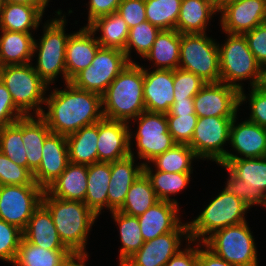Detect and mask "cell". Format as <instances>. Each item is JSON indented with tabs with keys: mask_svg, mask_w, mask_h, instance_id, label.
<instances>
[{
	"mask_svg": "<svg viewBox=\"0 0 266 266\" xmlns=\"http://www.w3.org/2000/svg\"><path fill=\"white\" fill-rule=\"evenodd\" d=\"M117 12L127 23L129 29L147 21L145 15V0H122Z\"/></svg>",
	"mask_w": 266,
	"mask_h": 266,
	"instance_id": "cell-48",
	"label": "cell"
},
{
	"mask_svg": "<svg viewBox=\"0 0 266 266\" xmlns=\"http://www.w3.org/2000/svg\"><path fill=\"white\" fill-rule=\"evenodd\" d=\"M234 117H198L191 142L188 146L201 160L220 164L226 156L223 147L229 144L230 127Z\"/></svg>",
	"mask_w": 266,
	"mask_h": 266,
	"instance_id": "cell-12",
	"label": "cell"
},
{
	"mask_svg": "<svg viewBox=\"0 0 266 266\" xmlns=\"http://www.w3.org/2000/svg\"><path fill=\"white\" fill-rule=\"evenodd\" d=\"M24 116L13 103L10 92L0 80V129L13 124Z\"/></svg>",
	"mask_w": 266,
	"mask_h": 266,
	"instance_id": "cell-49",
	"label": "cell"
},
{
	"mask_svg": "<svg viewBox=\"0 0 266 266\" xmlns=\"http://www.w3.org/2000/svg\"><path fill=\"white\" fill-rule=\"evenodd\" d=\"M88 165L69 162L63 173L46 191L53 197L84 202L87 190Z\"/></svg>",
	"mask_w": 266,
	"mask_h": 266,
	"instance_id": "cell-26",
	"label": "cell"
},
{
	"mask_svg": "<svg viewBox=\"0 0 266 266\" xmlns=\"http://www.w3.org/2000/svg\"><path fill=\"white\" fill-rule=\"evenodd\" d=\"M129 63L123 50L100 47L91 64L79 72L70 83L79 89L102 95Z\"/></svg>",
	"mask_w": 266,
	"mask_h": 266,
	"instance_id": "cell-11",
	"label": "cell"
},
{
	"mask_svg": "<svg viewBox=\"0 0 266 266\" xmlns=\"http://www.w3.org/2000/svg\"><path fill=\"white\" fill-rule=\"evenodd\" d=\"M150 69L144 68L145 109L166 114L174 104V70Z\"/></svg>",
	"mask_w": 266,
	"mask_h": 266,
	"instance_id": "cell-21",
	"label": "cell"
},
{
	"mask_svg": "<svg viewBox=\"0 0 266 266\" xmlns=\"http://www.w3.org/2000/svg\"><path fill=\"white\" fill-rule=\"evenodd\" d=\"M158 201L159 200L151 186L149 179L143 173L131 185L126 195V199L118 211L138 217L144 214Z\"/></svg>",
	"mask_w": 266,
	"mask_h": 266,
	"instance_id": "cell-38",
	"label": "cell"
},
{
	"mask_svg": "<svg viewBox=\"0 0 266 266\" xmlns=\"http://www.w3.org/2000/svg\"><path fill=\"white\" fill-rule=\"evenodd\" d=\"M166 114H195L193 98L174 99V104Z\"/></svg>",
	"mask_w": 266,
	"mask_h": 266,
	"instance_id": "cell-55",
	"label": "cell"
},
{
	"mask_svg": "<svg viewBox=\"0 0 266 266\" xmlns=\"http://www.w3.org/2000/svg\"><path fill=\"white\" fill-rule=\"evenodd\" d=\"M0 65H23L31 63L35 38L32 33L1 30Z\"/></svg>",
	"mask_w": 266,
	"mask_h": 266,
	"instance_id": "cell-30",
	"label": "cell"
},
{
	"mask_svg": "<svg viewBox=\"0 0 266 266\" xmlns=\"http://www.w3.org/2000/svg\"><path fill=\"white\" fill-rule=\"evenodd\" d=\"M250 51L261 66L266 63V25L263 23L244 34Z\"/></svg>",
	"mask_w": 266,
	"mask_h": 266,
	"instance_id": "cell-50",
	"label": "cell"
},
{
	"mask_svg": "<svg viewBox=\"0 0 266 266\" xmlns=\"http://www.w3.org/2000/svg\"><path fill=\"white\" fill-rule=\"evenodd\" d=\"M179 211L178 204L159 200L144 214L138 216L144 241L174 231L182 223Z\"/></svg>",
	"mask_w": 266,
	"mask_h": 266,
	"instance_id": "cell-24",
	"label": "cell"
},
{
	"mask_svg": "<svg viewBox=\"0 0 266 266\" xmlns=\"http://www.w3.org/2000/svg\"><path fill=\"white\" fill-rule=\"evenodd\" d=\"M182 0H145L146 20L161 30H176Z\"/></svg>",
	"mask_w": 266,
	"mask_h": 266,
	"instance_id": "cell-40",
	"label": "cell"
},
{
	"mask_svg": "<svg viewBox=\"0 0 266 266\" xmlns=\"http://www.w3.org/2000/svg\"><path fill=\"white\" fill-rule=\"evenodd\" d=\"M225 168L229 173V177H227L226 185L223 190L230 194L235 195L237 198L241 199L244 203H246V186L245 182L239 178H237L225 165H221Z\"/></svg>",
	"mask_w": 266,
	"mask_h": 266,
	"instance_id": "cell-53",
	"label": "cell"
},
{
	"mask_svg": "<svg viewBox=\"0 0 266 266\" xmlns=\"http://www.w3.org/2000/svg\"><path fill=\"white\" fill-rule=\"evenodd\" d=\"M219 13L210 0H182L176 30L181 34L207 33L209 20Z\"/></svg>",
	"mask_w": 266,
	"mask_h": 266,
	"instance_id": "cell-27",
	"label": "cell"
},
{
	"mask_svg": "<svg viewBox=\"0 0 266 266\" xmlns=\"http://www.w3.org/2000/svg\"><path fill=\"white\" fill-rule=\"evenodd\" d=\"M263 207H265L266 208V195H265V204H264V206Z\"/></svg>",
	"mask_w": 266,
	"mask_h": 266,
	"instance_id": "cell-61",
	"label": "cell"
},
{
	"mask_svg": "<svg viewBox=\"0 0 266 266\" xmlns=\"http://www.w3.org/2000/svg\"><path fill=\"white\" fill-rule=\"evenodd\" d=\"M133 120V123L137 121L138 128L136 133L130 130V147L133 141H136L137 158L141 161L143 159V164L149 163L157 155L163 154L177 144L168 131L165 113L144 111Z\"/></svg>",
	"mask_w": 266,
	"mask_h": 266,
	"instance_id": "cell-10",
	"label": "cell"
},
{
	"mask_svg": "<svg viewBox=\"0 0 266 266\" xmlns=\"http://www.w3.org/2000/svg\"><path fill=\"white\" fill-rule=\"evenodd\" d=\"M110 178V163L95 162L88 165L87 190L84 203L97 217H99L103 209L107 208L108 210V185Z\"/></svg>",
	"mask_w": 266,
	"mask_h": 266,
	"instance_id": "cell-31",
	"label": "cell"
},
{
	"mask_svg": "<svg viewBox=\"0 0 266 266\" xmlns=\"http://www.w3.org/2000/svg\"><path fill=\"white\" fill-rule=\"evenodd\" d=\"M237 116L231 123L229 145L240 156L228 151L224 160L266 157V127L247 119L238 124Z\"/></svg>",
	"mask_w": 266,
	"mask_h": 266,
	"instance_id": "cell-18",
	"label": "cell"
},
{
	"mask_svg": "<svg viewBox=\"0 0 266 266\" xmlns=\"http://www.w3.org/2000/svg\"><path fill=\"white\" fill-rule=\"evenodd\" d=\"M248 222L215 231L203 244L216 256L236 266H258L257 247Z\"/></svg>",
	"mask_w": 266,
	"mask_h": 266,
	"instance_id": "cell-9",
	"label": "cell"
},
{
	"mask_svg": "<svg viewBox=\"0 0 266 266\" xmlns=\"http://www.w3.org/2000/svg\"><path fill=\"white\" fill-rule=\"evenodd\" d=\"M22 238L20 228L0 219V260L13 265Z\"/></svg>",
	"mask_w": 266,
	"mask_h": 266,
	"instance_id": "cell-43",
	"label": "cell"
},
{
	"mask_svg": "<svg viewBox=\"0 0 266 266\" xmlns=\"http://www.w3.org/2000/svg\"><path fill=\"white\" fill-rule=\"evenodd\" d=\"M144 67L129 63L102 94L103 116L130 124L146 111L143 95Z\"/></svg>",
	"mask_w": 266,
	"mask_h": 266,
	"instance_id": "cell-3",
	"label": "cell"
},
{
	"mask_svg": "<svg viewBox=\"0 0 266 266\" xmlns=\"http://www.w3.org/2000/svg\"><path fill=\"white\" fill-rule=\"evenodd\" d=\"M62 10L55 11L57 18H51L43 24V36L39 41L34 40L33 56L36 55L35 71L50 86L55 83L58 75H62L65 83L68 82L65 65L66 44L70 34L66 33V15ZM62 15V16H61Z\"/></svg>",
	"mask_w": 266,
	"mask_h": 266,
	"instance_id": "cell-4",
	"label": "cell"
},
{
	"mask_svg": "<svg viewBox=\"0 0 266 266\" xmlns=\"http://www.w3.org/2000/svg\"><path fill=\"white\" fill-rule=\"evenodd\" d=\"M144 59L152 62L154 69H178L180 59V33L175 29L161 30L150 52Z\"/></svg>",
	"mask_w": 266,
	"mask_h": 266,
	"instance_id": "cell-32",
	"label": "cell"
},
{
	"mask_svg": "<svg viewBox=\"0 0 266 266\" xmlns=\"http://www.w3.org/2000/svg\"><path fill=\"white\" fill-rule=\"evenodd\" d=\"M75 257L70 250H48L23 237L13 266H66Z\"/></svg>",
	"mask_w": 266,
	"mask_h": 266,
	"instance_id": "cell-33",
	"label": "cell"
},
{
	"mask_svg": "<svg viewBox=\"0 0 266 266\" xmlns=\"http://www.w3.org/2000/svg\"><path fill=\"white\" fill-rule=\"evenodd\" d=\"M117 226H119V238L121 248L119 250V266L137 252L144 244L139 220L136 216L122 213L118 210L110 212Z\"/></svg>",
	"mask_w": 266,
	"mask_h": 266,
	"instance_id": "cell-37",
	"label": "cell"
},
{
	"mask_svg": "<svg viewBox=\"0 0 266 266\" xmlns=\"http://www.w3.org/2000/svg\"><path fill=\"white\" fill-rule=\"evenodd\" d=\"M203 246V248H202ZM198 266H236L216 256L203 243L198 242Z\"/></svg>",
	"mask_w": 266,
	"mask_h": 266,
	"instance_id": "cell-54",
	"label": "cell"
},
{
	"mask_svg": "<svg viewBox=\"0 0 266 266\" xmlns=\"http://www.w3.org/2000/svg\"><path fill=\"white\" fill-rule=\"evenodd\" d=\"M41 204L50 212L60 240L75 256L86 252L89 232L98 217L84 202L69 201L51 196L46 190Z\"/></svg>",
	"mask_w": 266,
	"mask_h": 266,
	"instance_id": "cell-2",
	"label": "cell"
},
{
	"mask_svg": "<svg viewBox=\"0 0 266 266\" xmlns=\"http://www.w3.org/2000/svg\"><path fill=\"white\" fill-rule=\"evenodd\" d=\"M239 90L224 82L206 83L194 96L198 117H235L240 110Z\"/></svg>",
	"mask_w": 266,
	"mask_h": 266,
	"instance_id": "cell-16",
	"label": "cell"
},
{
	"mask_svg": "<svg viewBox=\"0 0 266 266\" xmlns=\"http://www.w3.org/2000/svg\"><path fill=\"white\" fill-rule=\"evenodd\" d=\"M46 7L4 4L0 12V30L32 33L40 26Z\"/></svg>",
	"mask_w": 266,
	"mask_h": 266,
	"instance_id": "cell-28",
	"label": "cell"
},
{
	"mask_svg": "<svg viewBox=\"0 0 266 266\" xmlns=\"http://www.w3.org/2000/svg\"><path fill=\"white\" fill-rule=\"evenodd\" d=\"M3 5H4L3 0H0V12H1Z\"/></svg>",
	"mask_w": 266,
	"mask_h": 266,
	"instance_id": "cell-60",
	"label": "cell"
},
{
	"mask_svg": "<svg viewBox=\"0 0 266 266\" xmlns=\"http://www.w3.org/2000/svg\"><path fill=\"white\" fill-rule=\"evenodd\" d=\"M50 0H3L4 4L14 3V4H24L28 6H48Z\"/></svg>",
	"mask_w": 266,
	"mask_h": 266,
	"instance_id": "cell-56",
	"label": "cell"
},
{
	"mask_svg": "<svg viewBox=\"0 0 266 266\" xmlns=\"http://www.w3.org/2000/svg\"><path fill=\"white\" fill-rule=\"evenodd\" d=\"M92 32H100L96 37L101 47L125 50L129 27L118 12L96 18L87 26Z\"/></svg>",
	"mask_w": 266,
	"mask_h": 266,
	"instance_id": "cell-35",
	"label": "cell"
},
{
	"mask_svg": "<svg viewBox=\"0 0 266 266\" xmlns=\"http://www.w3.org/2000/svg\"><path fill=\"white\" fill-rule=\"evenodd\" d=\"M227 34L224 44L218 42L220 82L234 86L239 91L249 79L250 87H255L259 79L260 65L250 51L247 39L240 34Z\"/></svg>",
	"mask_w": 266,
	"mask_h": 266,
	"instance_id": "cell-6",
	"label": "cell"
},
{
	"mask_svg": "<svg viewBox=\"0 0 266 266\" xmlns=\"http://www.w3.org/2000/svg\"><path fill=\"white\" fill-rule=\"evenodd\" d=\"M98 122L67 136L69 162L91 165L98 162Z\"/></svg>",
	"mask_w": 266,
	"mask_h": 266,
	"instance_id": "cell-34",
	"label": "cell"
},
{
	"mask_svg": "<svg viewBox=\"0 0 266 266\" xmlns=\"http://www.w3.org/2000/svg\"><path fill=\"white\" fill-rule=\"evenodd\" d=\"M241 89L239 92V106L249 101L250 116L247 120L266 127V91L251 87L250 94L244 93ZM249 95V96H247Z\"/></svg>",
	"mask_w": 266,
	"mask_h": 266,
	"instance_id": "cell-47",
	"label": "cell"
},
{
	"mask_svg": "<svg viewBox=\"0 0 266 266\" xmlns=\"http://www.w3.org/2000/svg\"><path fill=\"white\" fill-rule=\"evenodd\" d=\"M0 151L12 162L27 168L26 148L23 143L22 117L0 129Z\"/></svg>",
	"mask_w": 266,
	"mask_h": 266,
	"instance_id": "cell-41",
	"label": "cell"
},
{
	"mask_svg": "<svg viewBox=\"0 0 266 266\" xmlns=\"http://www.w3.org/2000/svg\"><path fill=\"white\" fill-rule=\"evenodd\" d=\"M189 241L165 266H198V242ZM192 247V248H191Z\"/></svg>",
	"mask_w": 266,
	"mask_h": 266,
	"instance_id": "cell-51",
	"label": "cell"
},
{
	"mask_svg": "<svg viewBox=\"0 0 266 266\" xmlns=\"http://www.w3.org/2000/svg\"><path fill=\"white\" fill-rule=\"evenodd\" d=\"M150 165V163L144 164L143 173L149 179L158 200L179 204L171 196L187 188L192 179V173H167L154 170Z\"/></svg>",
	"mask_w": 266,
	"mask_h": 266,
	"instance_id": "cell-36",
	"label": "cell"
},
{
	"mask_svg": "<svg viewBox=\"0 0 266 266\" xmlns=\"http://www.w3.org/2000/svg\"><path fill=\"white\" fill-rule=\"evenodd\" d=\"M160 31V28L152 25L148 21H144L129 29L124 52L130 63H135V61L131 58V50H135L137 52L136 55L138 54L141 58H145V56L150 52L151 47Z\"/></svg>",
	"mask_w": 266,
	"mask_h": 266,
	"instance_id": "cell-42",
	"label": "cell"
},
{
	"mask_svg": "<svg viewBox=\"0 0 266 266\" xmlns=\"http://www.w3.org/2000/svg\"><path fill=\"white\" fill-rule=\"evenodd\" d=\"M168 131L178 144H189L192 140L198 116L196 114H166Z\"/></svg>",
	"mask_w": 266,
	"mask_h": 266,
	"instance_id": "cell-44",
	"label": "cell"
},
{
	"mask_svg": "<svg viewBox=\"0 0 266 266\" xmlns=\"http://www.w3.org/2000/svg\"><path fill=\"white\" fill-rule=\"evenodd\" d=\"M89 256H76L71 262L66 266H86V260Z\"/></svg>",
	"mask_w": 266,
	"mask_h": 266,
	"instance_id": "cell-58",
	"label": "cell"
},
{
	"mask_svg": "<svg viewBox=\"0 0 266 266\" xmlns=\"http://www.w3.org/2000/svg\"><path fill=\"white\" fill-rule=\"evenodd\" d=\"M0 80L15 106L25 115H41L49 85L38 75L33 63L0 67Z\"/></svg>",
	"mask_w": 266,
	"mask_h": 266,
	"instance_id": "cell-5",
	"label": "cell"
},
{
	"mask_svg": "<svg viewBox=\"0 0 266 266\" xmlns=\"http://www.w3.org/2000/svg\"><path fill=\"white\" fill-rule=\"evenodd\" d=\"M225 165L237 178L243 180L246 186V204L264 206L266 195V157L235 158L223 160Z\"/></svg>",
	"mask_w": 266,
	"mask_h": 266,
	"instance_id": "cell-17",
	"label": "cell"
},
{
	"mask_svg": "<svg viewBox=\"0 0 266 266\" xmlns=\"http://www.w3.org/2000/svg\"><path fill=\"white\" fill-rule=\"evenodd\" d=\"M23 237L48 250H69L60 240L50 212L42 204L33 212L23 230Z\"/></svg>",
	"mask_w": 266,
	"mask_h": 266,
	"instance_id": "cell-25",
	"label": "cell"
},
{
	"mask_svg": "<svg viewBox=\"0 0 266 266\" xmlns=\"http://www.w3.org/2000/svg\"><path fill=\"white\" fill-rule=\"evenodd\" d=\"M219 13L223 33L244 35L264 23L266 0L223 1Z\"/></svg>",
	"mask_w": 266,
	"mask_h": 266,
	"instance_id": "cell-15",
	"label": "cell"
},
{
	"mask_svg": "<svg viewBox=\"0 0 266 266\" xmlns=\"http://www.w3.org/2000/svg\"><path fill=\"white\" fill-rule=\"evenodd\" d=\"M124 121H98V162H114L130 155V127Z\"/></svg>",
	"mask_w": 266,
	"mask_h": 266,
	"instance_id": "cell-20",
	"label": "cell"
},
{
	"mask_svg": "<svg viewBox=\"0 0 266 266\" xmlns=\"http://www.w3.org/2000/svg\"><path fill=\"white\" fill-rule=\"evenodd\" d=\"M179 68L206 83L220 82L218 43L206 33H180Z\"/></svg>",
	"mask_w": 266,
	"mask_h": 266,
	"instance_id": "cell-8",
	"label": "cell"
},
{
	"mask_svg": "<svg viewBox=\"0 0 266 266\" xmlns=\"http://www.w3.org/2000/svg\"><path fill=\"white\" fill-rule=\"evenodd\" d=\"M195 159L199 158L188 144L177 143L163 154L157 155L149 163L155 166V170L167 173H193L192 163Z\"/></svg>",
	"mask_w": 266,
	"mask_h": 266,
	"instance_id": "cell-39",
	"label": "cell"
},
{
	"mask_svg": "<svg viewBox=\"0 0 266 266\" xmlns=\"http://www.w3.org/2000/svg\"><path fill=\"white\" fill-rule=\"evenodd\" d=\"M51 133L46 121L40 115L22 117L23 143L26 148L27 169L33 174L40 166L43 145Z\"/></svg>",
	"mask_w": 266,
	"mask_h": 266,
	"instance_id": "cell-29",
	"label": "cell"
},
{
	"mask_svg": "<svg viewBox=\"0 0 266 266\" xmlns=\"http://www.w3.org/2000/svg\"><path fill=\"white\" fill-rule=\"evenodd\" d=\"M122 0H89L88 1V26L96 18L117 12L118 5Z\"/></svg>",
	"mask_w": 266,
	"mask_h": 266,
	"instance_id": "cell-52",
	"label": "cell"
},
{
	"mask_svg": "<svg viewBox=\"0 0 266 266\" xmlns=\"http://www.w3.org/2000/svg\"><path fill=\"white\" fill-rule=\"evenodd\" d=\"M95 35L87 26L70 35L66 44L65 57L68 82L93 61L101 47Z\"/></svg>",
	"mask_w": 266,
	"mask_h": 266,
	"instance_id": "cell-23",
	"label": "cell"
},
{
	"mask_svg": "<svg viewBox=\"0 0 266 266\" xmlns=\"http://www.w3.org/2000/svg\"><path fill=\"white\" fill-rule=\"evenodd\" d=\"M130 147V155L110 163L111 178L108 187V210H118L124 203L131 185L143 174V163L135 164V152Z\"/></svg>",
	"mask_w": 266,
	"mask_h": 266,
	"instance_id": "cell-22",
	"label": "cell"
},
{
	"mask_svg": "<svg viewBox=\"0 0 266 266\" xmlns=\"http://www.w3.org/2000/svg\"><path fill=\"white\" fill-rule=\"evenodd\" d=\"M213 2L216 6L220 7L223 4L224 0H210Z\"/></svg>",
	"mask_w": 266,
	"mask_h": 266,
	"instance_id": "cell-59",
	"label": "cell"
},
{
	"mask_svg": "<svg viewBox=\"0 0 266 266\" xmlns=\"http://www.w3.org/2000/svg\"><path fill=\"white\" fill-rule=\"evenodd\" d=\"M249 209L241 199L222 190L199 216L188 222L190 240L203 243L217 230L246 222L245 213Z\"/></svg>",
	"mask_w": 266,
	"mask_h": 266,
	"instance_id": "cell-7",
	"label": "cell"
},
{
	"mask_svg": "<svg viewBox=\"0 0 266 266\" xmlns=\"http://www.w3.org/2000/svg\"><path fill=\"white\" fill-rule=\"evenodd\" d=\"M43 193L44 190L35 182L31 185L0 186V219L23 231L40 206Z\"/></svg>",
	"mask_w": 266,
	"mask_h": 266,
	"instance_id": "cell-13",
	"label": "cell"
},
{
	"mask_svg": "<svg viewBox=\"0 0 266 266\" xmlns=\"http://www.w3.org/2000/svg\"><path fill=\"white\" fill-rule=\"evenodd\" d=\"M33 174L25 167L12 162L0 151V186L31 185Z\"/></svg>",
	"mask_w": 266,
	"mask_h": 266,
	"instance_id": "cell-45",
	"label": "cell"
},
{
	"mask_svg": "<svg viewBox=\"0 0 266 266\" xmlns=\"http://www.w3.org/2000/svg\"><path fill=\"white\" fill-rule=\"evenodd\" d=\"M206 84L192 72L178 68L174 70V99L194 98Z\"/></svg>",
	"mask_w": 266,
	"mask_h": 266,
	"instance_id": "cell-46",
	"label": "cell"
},
{
	"mask_svg": "<svg viewBox=\"0 0 266 266\" xmlns=\"http://www.w3.org/2000/svg\"><path fill=\"white\" fill-rule=\"evenodd\" d=\"M66 88H55L46 96L48 109L41 113L52 133L69 136L84 126L97 123L104 118L102 95L79 89L72 83Z\"/></svg>",
	"mask_w": 266,
	"mask_h": 266,
	"instance_id": "cell-1",
	"label": "cell"
},
{
	"mask_svg": "<svg viewBox=\"0 0 266 266\" xmlns=\"http://www.w3.org/2000/svg\"><path fill=\"white\" fill-rule=\"evenodd\" d=\"M183 240L190 241L188 222H182L174 231L144 242L121 266H165L181 250Z\"/></svg>",
	"mask_w": 266,
	"mask_h": 266,
	"instance_id": "cell-14",
	"label": "cell"
},
{
	"mask_svg": "<svg viewBox=\"0 0 266 266\" xmlns=\"http://www.w3.org/2000/svg\"><path fill=\"white\" fill-rule=\"evenodd\" d=\"M68 163L67 137L51 132L44 140L42 160L33 173L34 182L46 190L63 173Z\"/></svg>",
	"mask_w": 266,
	"mask_h": 266,
	"instance_id": "cell-19",
	"label": "cell"
},
{
	"mask_svg": "<svg viewBox=\"0 0 266 266\" xmlns=\"http://www.w3.org/2000/svg\"><path fill=\"white\" fill-rule=\"evenodd\" d=\"M255 87L266 91V63L260 66L259 79Z\"/></svg>",
	"mask_w": 266,
	"mask_h": 266,
	"instance_id": "cell-57",
	"label": "cell"
}]
</instances>
